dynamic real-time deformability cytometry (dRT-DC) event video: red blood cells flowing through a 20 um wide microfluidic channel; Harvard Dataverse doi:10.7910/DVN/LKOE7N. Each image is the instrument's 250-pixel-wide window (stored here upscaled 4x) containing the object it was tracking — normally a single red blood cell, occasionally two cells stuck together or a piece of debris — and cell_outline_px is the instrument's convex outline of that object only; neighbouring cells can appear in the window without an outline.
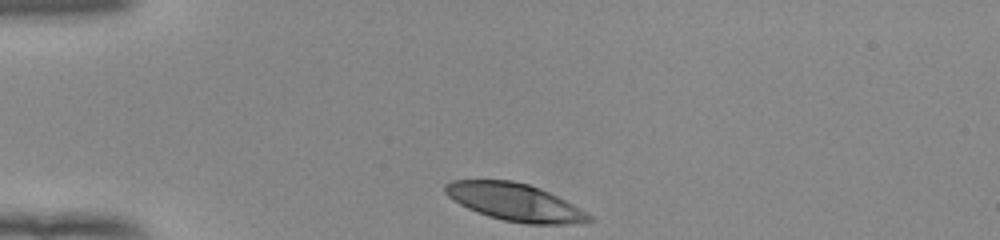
{"species": "human", "species_latin": "Homo sapiens", "temperature_condition": "room temperature", "stored_images_in_passage": 32, "camera_frame_rate_fps": 3000, "um_per_image_px": 0.085, "donor": {"sex": "female"}, "frame": {"image": 1, "passage_image": 1, "time_ms": 0.0, "image_size_px": [1000, 240], "cell_outline_px": [[592, 220], [588, 224], [524, 224], [504, 220], [488, 216], [468, 208], [460, 204], [448, 196], [444, 192], [444, 184], [452, 180], [512, 180], [528, 184], [548, 192], [588, 212], [592, 216]], "centroid_in_image_um": [43.79, 17.2], "position_along_channel_um": 41.2, "area_um2": 31.44}}
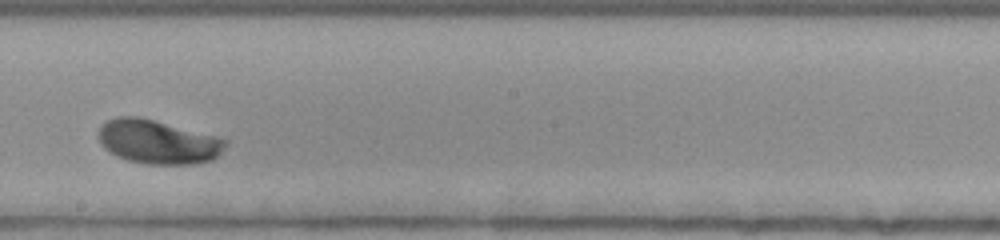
{"frame": {"image": 2, "passage_image": 19, "time_ms": 6.0, "image_size_px": [1000, 240], "cell_outline_px": [[228, 144], [212, 160], [196, 164], [148, 164], [128, 160], [116, 156], [108, 152], [100, 144], [100, 128], [108, 120], [116, 116], [140, 116], [228, 140]], "centroid_in_image_um": [13.4, 12.06], "position_along_channel_um": 234.8, "area_um2": 32.25}}
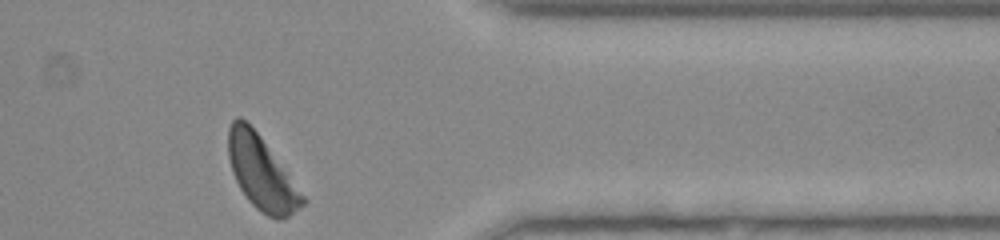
{"frame": {"image": 3, "passage_image": 32, "time_ms": 10.333, "image_size_px": [1000, 240], "cell_outline_px": [[308, 200], [300, 208], [288, 216], [280, 220], [276, 220], [260, 212], [248, 200], [240, 188], [232, 172], [228, 156], [228, 128], [232, 120], [236, 116], [240, 116], [260, 136]], "centroid_in_image_um": [22.22, 14.72], "position_along_channel_um": 389.2, "area_um2": 31.5}, "authors_computed_cell_mechanics": {"area_um2": 32.2524, "velocity_mm_per_s": 3.8599, "shape_relaxation_time_tau1_ms": 3.1534, "shape_relaxation_time_tau2_ms": null, "deformation_change_tau1": 0.2067, "deformation_change_tau2": null}}